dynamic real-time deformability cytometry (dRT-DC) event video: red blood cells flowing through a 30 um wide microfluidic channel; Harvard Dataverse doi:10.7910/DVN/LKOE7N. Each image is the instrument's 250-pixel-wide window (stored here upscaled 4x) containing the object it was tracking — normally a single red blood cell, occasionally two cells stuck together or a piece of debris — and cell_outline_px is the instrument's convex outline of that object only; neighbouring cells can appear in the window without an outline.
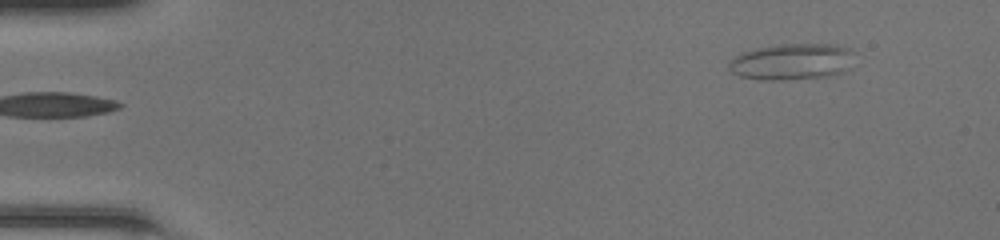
{"species": "common noctule bat (a hibernating species)", "species_latin": "Nyctalus noctula", "temperature_condition": "room temperature", "stored_images_in_passage": 45, "camera_frame_rate_fps": 3000, "um_per_image_px": 0.085, "animal": {"sex": "female", "body_mass_g": 20.0, "forearm_length_mm": 54.0}, "frame": {"image": 1, "passage_image": 1, "time_ms": 0.0, "image_size_px": [1000, 240], "cell_outline_px": [[856, 52], [848, 68], [844, 72], [828, 76], [780, 80], [760, 80], [740, 76], [732, 72], [728, 68], [728, 60], [740, 52], [756, 48], [780, 44], [832, 44], [848, 48]], "centroid_in_image_um": [67.29, 5.24], "position_along_channel_um": 17.7, "area_um2": 26.88}}
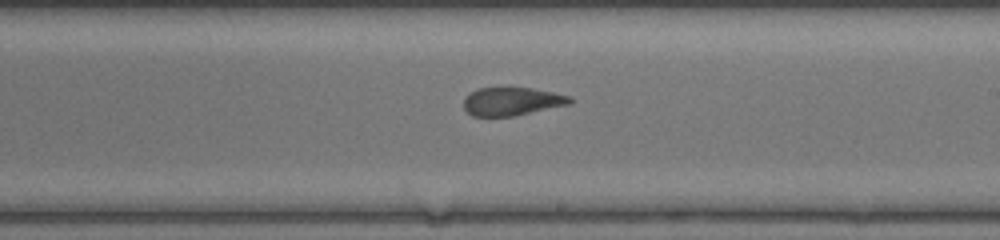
{"frame": {"image": 2, "passage_image": 25, "time_ms": 8.0, "image_size_px": [1000, 240], "cell_outline_px": [[572, 104], [512, 116], [472, 116], [464, 108], [464, 96], [476, 88], [532, 88], [572, 96]], "centroid_in_image_um": [43.51, 8.61], "position_along_channel_um": 245.5, "area_um2": 17.51}}
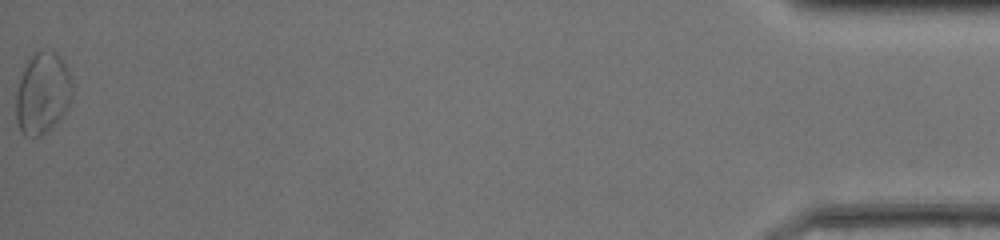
{"frame": {"image": 3, "passage_image": 45, "time_ms": 14.667, "image_size_px": [1000, 240], "cell_outline_px": [[72, 100], [64, 112], [40, 136], [24, 136], [20, 132], [16, 120], [16, 96], [20, 76], [24, 64], [32, 52], [56, 52], [60, 56], [68, 68], [72, 76]], "centroid_in_image_um": [3.6, 7.88], "position_along_channel_um": 431.6, "area_um2": 26.76}, "authors_computed_cell_mechanics": {"area_um2": 19.652, "velocity_mm_per_s": 4.2571, "shape_relaxation_time_tau1_ms": null, "shape_relaxation_time_tau2_ms": 1.3244, "deformation_change_tau1": null, "deformation_change_tau2": 0.0901}}